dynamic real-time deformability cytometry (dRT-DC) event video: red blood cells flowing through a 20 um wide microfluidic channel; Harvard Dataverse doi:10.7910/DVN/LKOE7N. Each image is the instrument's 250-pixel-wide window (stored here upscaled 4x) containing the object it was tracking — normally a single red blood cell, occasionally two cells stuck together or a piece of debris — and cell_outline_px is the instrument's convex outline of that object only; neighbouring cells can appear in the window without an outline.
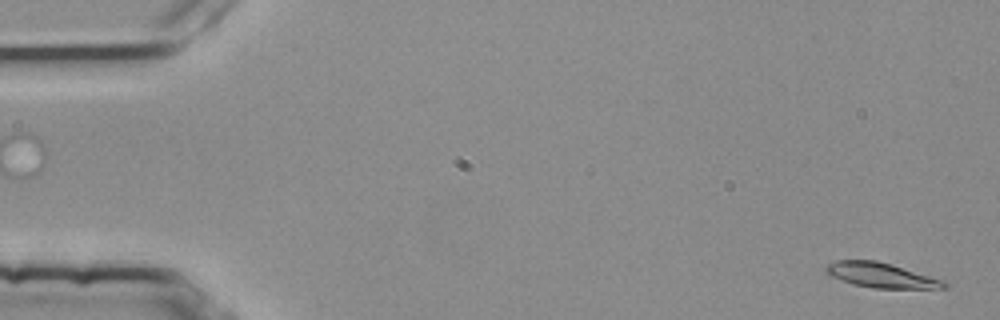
{"species": "common noctule bat (a hibernating species)", "species_latin": "Nyctalus noctula", "temperature_condition": "room temperature", "stored_images_in_passage": 3, "segment_of_instrument_passage": [2, 2], "camera_frame_rate_fps": 3000, "um_per_image_px": 0.085, "animal": {"sex": "female", "body_mass_g": 25.1}, "frame": {"image": 1, "passage_image": 3, "time_ms": 0.667, "image_size_px": [1000, 320], "cell_outline_px": [[948, 288], [876, 288], [852, 284], [832, 276], [824, 272], [824, 268], [828, 264], [836, 260], [876, 260], [892, 264], [944, 280], [948, 284]], "centroid_in_image_um": [74.9, 23.38], "position_along_channel_um": 10.1, "area_um2": 17.11}}